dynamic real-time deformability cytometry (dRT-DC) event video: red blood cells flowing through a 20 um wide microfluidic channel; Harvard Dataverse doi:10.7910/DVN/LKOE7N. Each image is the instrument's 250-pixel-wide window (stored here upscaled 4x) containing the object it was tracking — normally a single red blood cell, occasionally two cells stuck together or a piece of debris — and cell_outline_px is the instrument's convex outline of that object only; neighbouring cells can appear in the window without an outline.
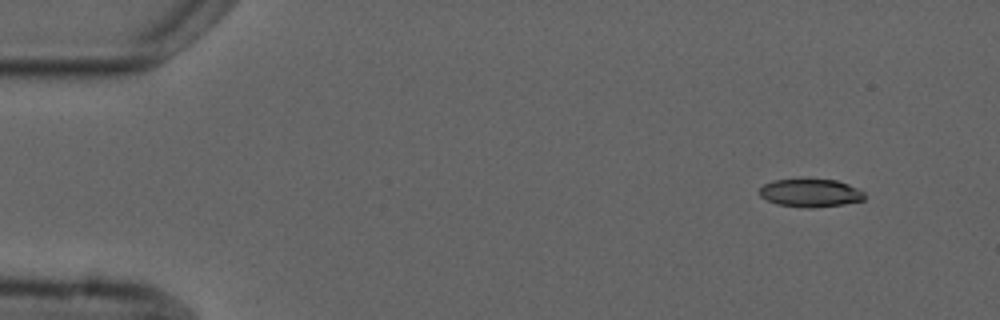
{"species": "common noctule bat (a hibernating species)", "species_latin": "Nyctalus noctula", "temperature_condition": "cold", "stored_images_in_passage": 4, "camera_frame_rate_fps": 3000, "um_per_image_px": 0.085, "animal": {"sex": "male", "forearm_length_mm": 52.5}, "frame": {"image": 1, "passage_image": 1, "time_ms": 0.0, "image_size_px": [1000, 320], "cell_outline_px": [[864, 200], [844, 204], [812, 208], [808, 208], [776, 204], [760, 196], [760, 188], [764, 184], [772, 180], [836, 180], [848, 184], [864, 192]], "centroid_in_image_um": [68.88, 16.41], "position_along_channel_um": 16.1, "area_um2": 16.94}}
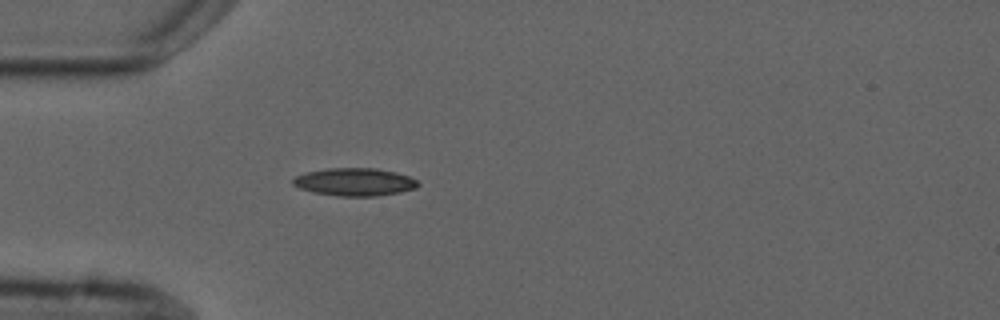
{"frame": {"image": 2, "passage_image": 4, "time_ms": 3.667, "image_size_px": [1000, 320], "cell_outline_px": [[420, 184], [416, 188], [400, 192], [376, 196], [340, 196], [312, 192], [300, 188], [292, 184], [292, 180], [296, 176], [304, 172], [328, 168], [376, 168], [396, 172], [408, 176], [416, 180]], "centroid_in_image_um": [30.13, 15.46], "position_along_channel_um": 54.9, "area_um2": 20.29}}